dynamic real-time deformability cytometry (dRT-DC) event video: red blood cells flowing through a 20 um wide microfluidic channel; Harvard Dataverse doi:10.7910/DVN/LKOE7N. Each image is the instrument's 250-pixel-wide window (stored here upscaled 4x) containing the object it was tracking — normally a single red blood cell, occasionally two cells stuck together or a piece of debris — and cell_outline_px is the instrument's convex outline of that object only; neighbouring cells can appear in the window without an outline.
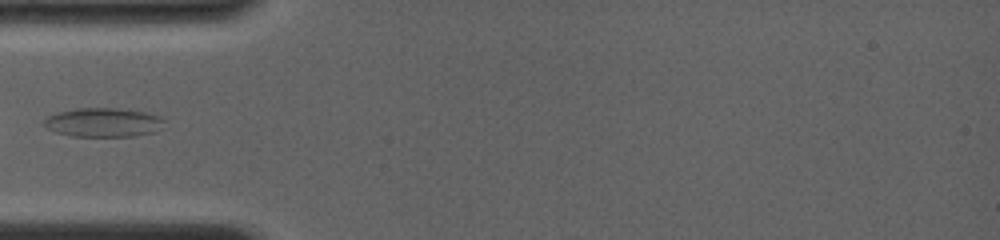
{"species": "common noctule bat (a hibernating species)", "species_latin": "Nyctalus noctula", "temperature_condition": "room temperature", "stored_images_in_passage": 4, "camera_frame_rate_fps": 4000, "um_per_image_px": 0.085, "animal": {"sex": "female", "body_mass_g": 19.0, "forearm_length_mm": 56.7}, "frame": {"image": 1, "passage_image": 1, "time_ms": 0.0, "image_size_px": [1000, 240], "cell_outline_px": [[164, 120], [156, 132], [136, 136], [72, 136], [56, 132], [48, 128], [44, 124], [44, 120], [48, 116], [60, 112], [76, 108], [116, 108], [144, 112], [160, 116]], "centroid_in_image_um": [8.79, 10.41], "position_along_channel_um": 76.2, "area_um2": 20.11}}
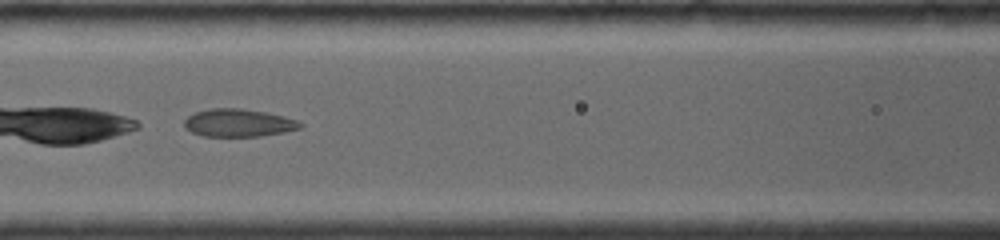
{"frame": {"image": 2, "passage_image": 3, "time_ms": 1.75, "image_size_px": [1000, 240], "cell_outline_px": [[304, 124], [300, 128], [284, 132], [260, 136], [204, 136], [192, 132], [184, 128], [184, 120], [188, 116], [196, 112], [212, 108], [240, 108], [264, 112], [284, 116], [300, 120]], "centroid_in_image_um": [20.29, 10.44], "position_along_channel_um": 146.3, "area_um2": 18.79}}